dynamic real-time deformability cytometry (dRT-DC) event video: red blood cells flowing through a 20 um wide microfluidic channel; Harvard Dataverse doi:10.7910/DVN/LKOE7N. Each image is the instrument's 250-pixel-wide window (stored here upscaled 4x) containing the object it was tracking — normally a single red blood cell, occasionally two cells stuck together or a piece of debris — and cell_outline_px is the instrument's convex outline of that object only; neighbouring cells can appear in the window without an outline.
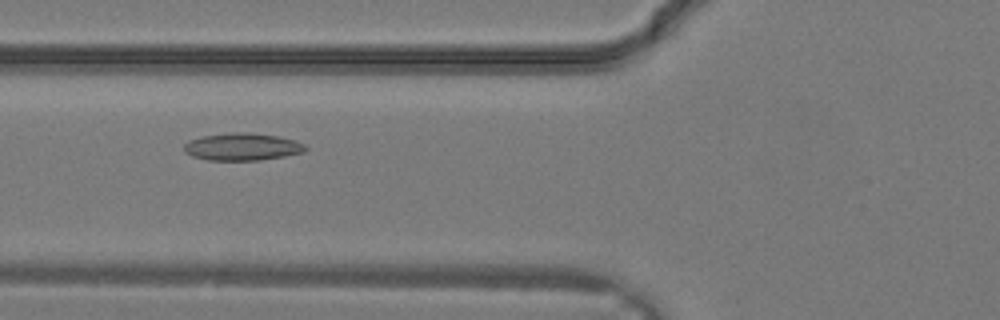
{"species": "common noctule bat (a hibernating species)", "species_latin": "Nyctalus noctula", "temperature_condition": "warm", "stored_images_in_passage": 24, "camera_frame_rate_fps": 3000, "um_per_image_px": 0.085, "animal": {"sex": "male", "body_mass_g": 19.2, "forearm_length_mm": 51.8}, "frame": {"image": 1, "passage_image": 4, "time_ms": 1.0, "image_size_px": [1000, 320], "cell_outline_px": [[308, 148], [304, 152], [284, 156], [260, 160], [208, 160], [192, 156], [184, 152], [184, 144], [188, 140], [204, 136], [228, 132], [244, 132], [280, 136], [296, 140], [304, 144]], "centroid_in_image_um": [20.6, 12.47], "position_along_channel_um": 105.2, "area_um2": 19.48}}
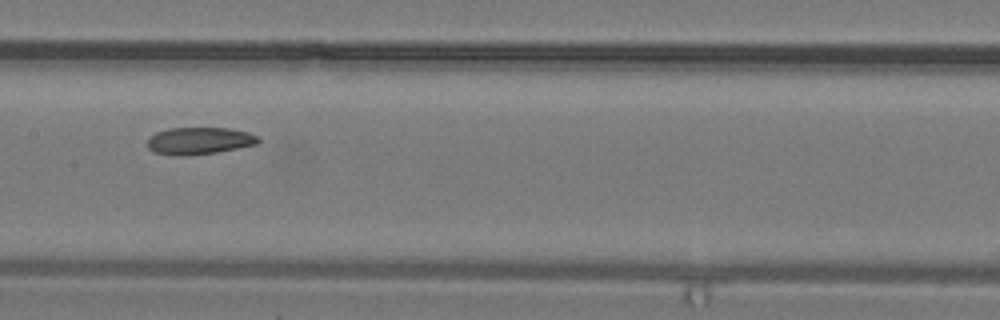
{"frame": {"image": 2, "passage_image": 8, "time_ms": 2.333, "image_size_px": [1000, 320], "cell_outline_px": [[260, 144], [216, 152], [184, 156], [176, 156], [152, 152], [148, 148], [148, 136], [156, 132], [168, 128], [228, 128], [248, 132], [260, 136]], "centroid_in_image_um": [16.94, 11.97], "position_along_channel_um": 190.5, "area_um2": 17.8}}
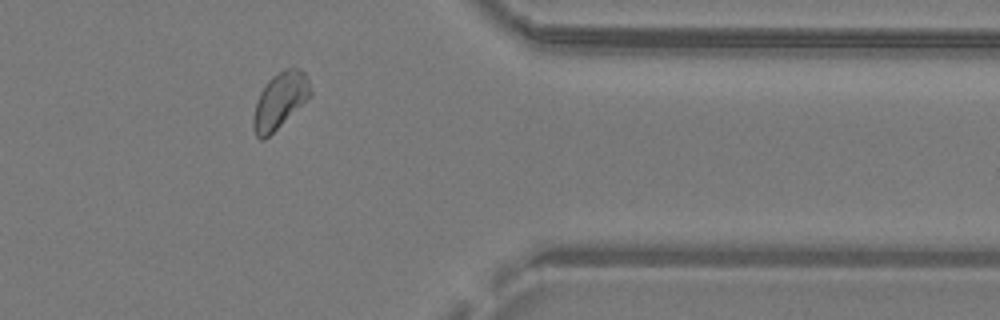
{"frame": {"image": 3, "passage_image": 18, "time_ms": 5.667, "image_size_px": [1000, 320], "cell_outline_px": [[312, 92], [264, 140], [260, 140], [256, 136], [252, 128], [252, 116], [260, 92], [268, 80], [272, 76], [284, 68], [300, 68], [304, 72], [308, 80]], "centroid_in_image_um": [23.73, 8.52], "position_along_channel_um": 387.7, "area_um2": 18.03}}